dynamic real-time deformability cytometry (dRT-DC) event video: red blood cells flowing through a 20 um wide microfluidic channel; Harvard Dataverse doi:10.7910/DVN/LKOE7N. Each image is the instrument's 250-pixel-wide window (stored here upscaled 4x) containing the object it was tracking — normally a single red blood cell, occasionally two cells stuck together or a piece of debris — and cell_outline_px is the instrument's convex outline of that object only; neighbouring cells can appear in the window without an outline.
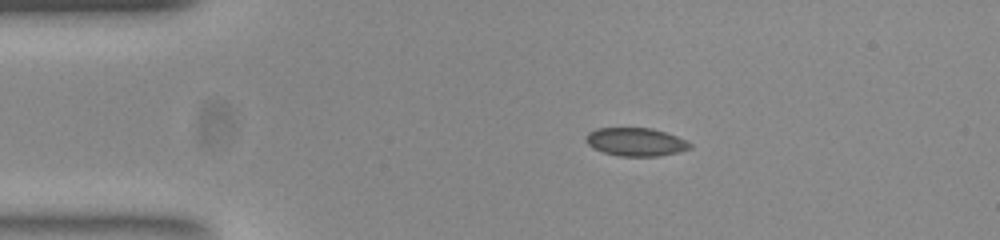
{"species": "common noctule bat (a hibernating species)", "species_latin": "Nyctalus noctula", "temperature_condition": "room temperature", "stored_images_in_passage": 43, "camera_frame_rate_fps": 3000, "um_per_image_px": 0.085, "animal": {"sex": "female", "body_mass_g": 23.0, "forearm_length_mm": 53.4}, "frame": {"image": 1, "passage_image": 1, "time_ms": 0.0, "image_size_px": [1000, 240], "cell_outline_px": [[692, 148], [680, 152], [660, 156], [620, 156], [604, 152], [592, 148], [584, 140], [584, 136], [588, 132], [596, 128], [652, 128], [676, 136], [692, 144]], "centroid_in_image_um": [54.01, 12.06], "position_along_channel_um": 31.0, "area_um2": 17.22}}
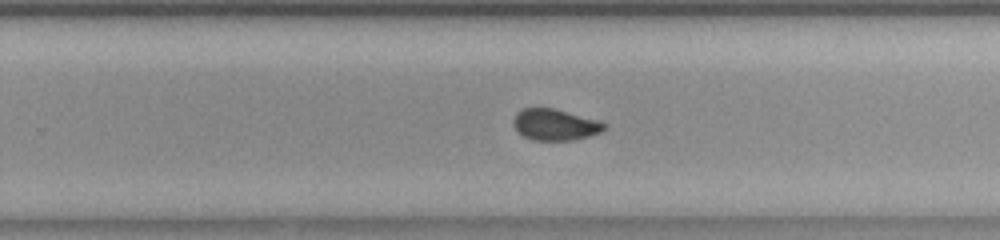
{"frame": {"image": 2, "passage_image": 24, "time_ms": 7.667, "image_size_px": [1000, 240], "cell_outline_px": [[608, 128], [600, 132], [588, 136], [572, 140], [532, 140], [516, 132], [512, 124], [512, 120], [516, 112], [524, 108], [556, 108], [600, 120], [608, 124]], "centroid_in_image_um": [47.18, 10.58], "position_along_channel_um": 282.6, "area_um2": 16.99}}
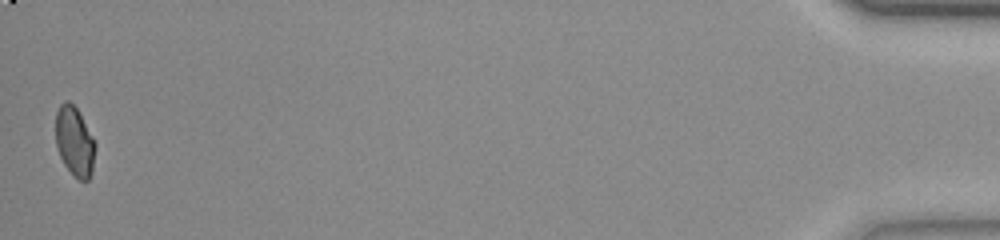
{"frame": {"image": 3, "passage_image": 43, "time_ms": 14.0, "image_size_px": [1000, 240], "cell_outline_px": [[96, 144], [92, 172], [88, 180], [80, 180], [64, 164], [60, 156], [56, 144], [56, 112], [60, 104], [64, 100], [68, 100], [76, 108], [92, 136]], "centroid_in_image_um": [6.34, 12.01], "position_along_channel_um": 428.9, "area_um2": 15.78}, "authors_computed_cell_mechanics": {"area_um2": 17.1088, "velocity_mm_per_s": 3.8781, "shape_relaxation_time_tau1_ms": null, "shape_relaxation_time_tau2_ms": 0.8023, "deformation_change_tau1": null, "deformation_change_tau2": 0.0393}}